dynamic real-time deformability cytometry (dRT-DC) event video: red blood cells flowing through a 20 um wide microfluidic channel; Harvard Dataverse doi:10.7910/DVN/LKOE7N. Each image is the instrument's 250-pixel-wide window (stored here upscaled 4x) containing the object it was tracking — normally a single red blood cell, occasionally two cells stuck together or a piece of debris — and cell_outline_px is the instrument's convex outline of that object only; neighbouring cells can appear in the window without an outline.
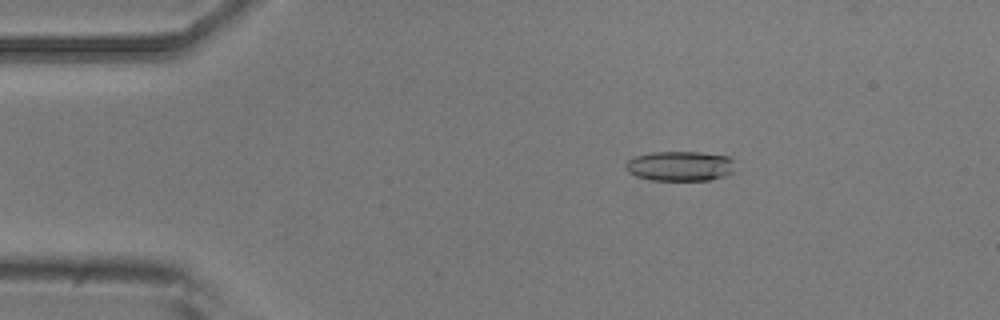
{"species": "common noctule bat (a hibernating species)", "species_latin": "Nyctalus noctula", "temperature_condition": "room temperature", "stored_images_in_passage": 53, "camera_frame_rate_fps": 3000, "um_per_image_px": 0.085, "animal": {"sex": "male", "body_mass_g": 20.5, "forearm_length_mm": 52.5}, "frame": {"image": 1, "passage_image": 8, "time_ms": 2.333, "image_size_px": [1000, 320], "cell_outline_px": [[732, 172], [724, 176], [708, 180], [652, 180], [636, 176], [628, 172], [624, 168], [624, 164], [632, 156], [652, 152], [700, 152], [728, 156], [732, 160]], "centroid_in_image_um": [57.73, 14.11], "position_along_channel_um": 27.3, "area_um2": 19.07}}
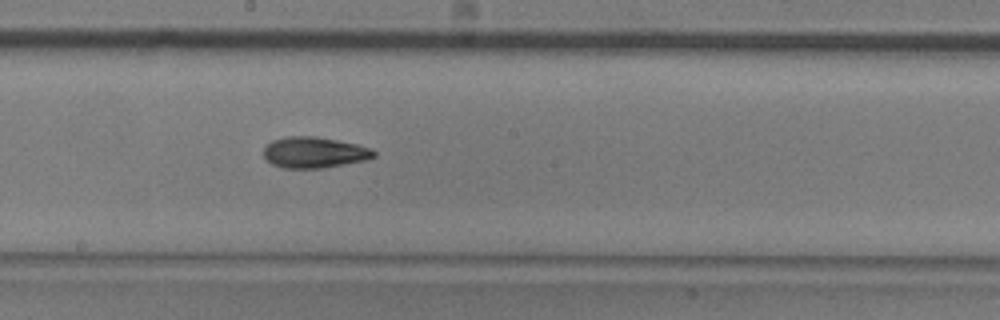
{"frame": {"image": 2, "passage_image": 28, "time_ms": 9.0, "image_size_px": [1000, 320], "cell_outline_px": [[376, 156], [368, 160], [320, 168], [284, 168], [272, 164], [264, 160], [264, 148], [272, 140], [288, 136], [312, 136], [336, 140], [356, 144], [372, 148], [376, 152]], "centroid_in_image_um": [26.71, 12.96], "position_along_channel_um": 221.5, "area_um2": 19.94}}
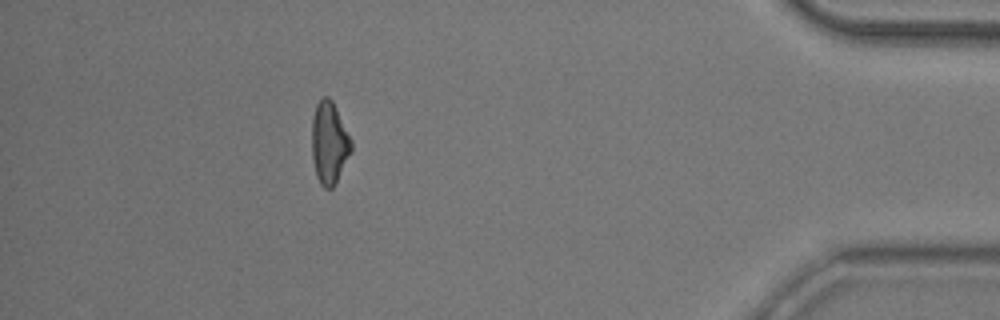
{"frame": {"image": 3, "passage_image": 47, "time_ms": 15.333, "image_size_px": [1000, 320], "cell_outline_px": [[352, 152], [332, 188], [324, 188], [320, 184], [316, 176], [312, 160], [312, 116], [316, 104], [324, 96], [328, 96], [332, 100], [352, 140]], "centroid_in_image_um": [27.98, 12.14], "position_along_channel_um": 407.2, "area_um2": 18.96}, "authors_computed_cell_mechanics": {"area_um2": 19.074, "velocity_mm_per_s": 3.7564, "shape_relaxation_time_tau1_ms": 5.4964, "shape_relaxation_time_tau2_ms": 3.5954, "deformation_change_tau1": 0.1636, "deformation_change_tau2": 0.1182}}